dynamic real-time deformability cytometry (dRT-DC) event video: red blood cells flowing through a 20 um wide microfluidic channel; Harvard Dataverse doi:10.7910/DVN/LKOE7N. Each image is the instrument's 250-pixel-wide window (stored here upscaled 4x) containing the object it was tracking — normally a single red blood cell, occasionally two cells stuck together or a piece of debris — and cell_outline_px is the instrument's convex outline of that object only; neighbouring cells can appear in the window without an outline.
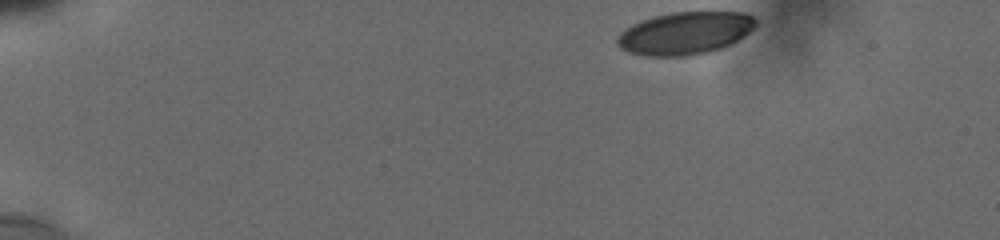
{"species": "human", "species_latin": "Homo sapiens", "temperature_condition": "cold", "stored_images_in_passage": 28, "camera_frame_rate_fps": 3000, "um_per_image_px": 0.085, "donor": {"sex": "male"}, "frame": {"image": 1, "passage_image": 1, "time_ms": 0.0, "image_size_px": [1000, 240], "cell_outline_px": [[756, 24], [748, 32], [736, 40], [720, 48], [708, 52], [684, 56], [648, 56], [628, 52], [620, 48], [616, 40], [632, 24], [656, 16], [672, 12], [744, 12], [752, 16], [756, 20]], "centroid_in_image_um": [58.23, 2.82], "position_along_channel_um": 26.8, "area_um2": 33.7}}
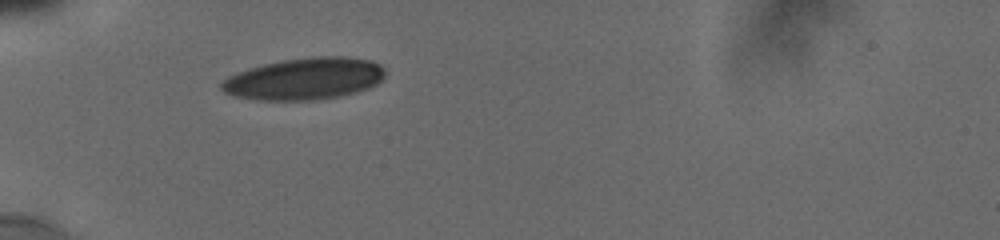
{"frame": {"image": 2, "passage_image": 19, "time_ms": 3.333, "image_size_px": [1000, 240], "cell_outline_px": [[384, 76], [376, 84], [368, 88], [356, 92], [340, 96], [316, 100], [256, 100], [232, 96], [224, 92], [220, 88], [220, 84], [228, 76], [236, 72], [248, 68], [280, 60], [312, 56], [344, 56], [372, 60], [380, 64], [384, 72]], "centroid_in_image_um": [25.85, 6.69], "position_along_channel_um": 59.2, "area_um2": 40.23}}